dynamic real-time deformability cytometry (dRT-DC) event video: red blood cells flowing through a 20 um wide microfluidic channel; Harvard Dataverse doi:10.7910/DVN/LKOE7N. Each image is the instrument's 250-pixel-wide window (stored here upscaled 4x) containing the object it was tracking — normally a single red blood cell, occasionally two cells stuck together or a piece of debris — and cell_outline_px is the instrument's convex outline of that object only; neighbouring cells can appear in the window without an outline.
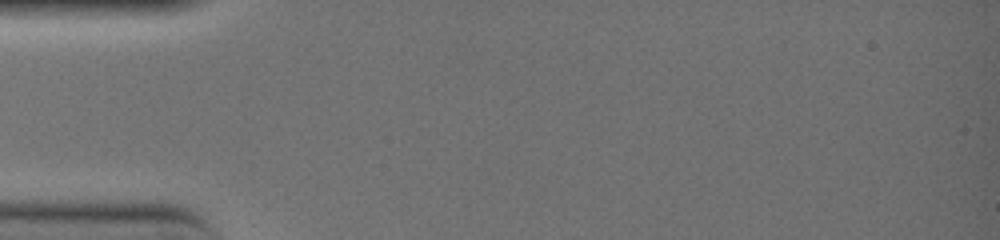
{"species": "common noctule bat (a hibernating species)", "species_latin": "Nyctalus noctula", "temperature_condition": "warm", "stored_images_in_passage": 2, "camera_frame_rate_fps": 3000, "um_per_image_px": 0.085, "animal": {"sex": "female", "body_mass_g": 19.0, "forearm_length_mm": 51.5}, "frame": {"image": 1, "passage_image": 1, "time_ms": 0.0, "image_size_px": [1000, 240], "cell_outline_px": [[164, 168], [144, 168], [20, 164], [20, 160], [32, 156], [48, 152], [104, 152], [164, 160]], "centroid_in_image_um": [7.9, 13.61], "position_along_channel_um": 77.1, "area_um2": 12.37}}